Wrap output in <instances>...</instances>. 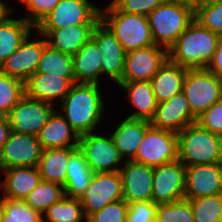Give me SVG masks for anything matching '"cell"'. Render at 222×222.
Here are the masks:
<instances>
[{
	"label": "cell",
	"mask_w": 222,
	"mask_h": 222,
	"mask_svg": "<svg viewBox=\"0 0 222 222\" xmlns=\"http://www.w3.org/2000/svg\"><path fill=\"white\" fill-rule=\"evenodd\" d=\"M166 0H113L111 3L121 12L147 16Z\"/></svg>",
	"instance_id": "b9f144b4"
},
{
	"label": "cell",
	"mask_w": 222,
	"mask_h": 222,
	"mask_svg": "<svg viewBox=\"0 0 222 222\" xmlns=\"http://www.w3.org/2000/svg\"><path fill=\"white\" fill-rule=\"evenodd\" d=\"M35 73H49L67 78L75 84L72 56L46 45Z\"/></svg>",
	"instance_id": "4dcf8cb0"
},
{
	"label": "cell",
	"mask_w": 222,
	"mask_h": 222,
	"mask_svg": "<svg viewBox=\"0 0 222 222\" xmlns=\"http://www.w3.org/2000/svg\"><path fill=\"white\" fill-rule=\"evenodd\" d=\"M197 123L203 128L222 137V99L204 111L197 118Z\"/></svg>",
	"instance_id": "7bdbcfd3"
},
{
	"label": "cell",
	"mask_w": 222,
	"mask_h": 222,
	"mask_svg": "<svg viewBox=\"0 0 222 222\" xmlns=\"http://www.w3.org/2000/svg\"><path fill=\"white\" fill-rule=\"evenodd\" d=\"M176 160H178L177 133L150 127L145 132L132 161L157 167Z\"/></svg>",
	"instance_id": "52a82bcc"
},
{
	"label": "cell",
	"mask_w": 222,
	"mask_h": 222,
	"mask_svg": "<svg viewBox=\"0 0 222 222\" xmlns=\"http://www.w3.org/2000/svg\"><path fill=\"white\" fill-rule=\"evenodd\" d=\"M194 122H197V119L192 115L189 102L182 91L166 101L157 103L150 125L156 129L179 133Z\"/></svg>",
	"instance_id": "e0dca14e"
},
{
	"label": "cell",
	"mask_w": 222,
	"mask_h": 222,
	"mask_svg": "<svg viewBox=\"0 0 222 222\" xmlns=\"http://www.w3.org/2000/svg\"><path fill=\"white\" fill-rule=\"evenodd\" d=\"M119 173L122 179L123 200L152 201L154 167L125 160Z\"/></svg>",
	"instance_id": "d6986e66"
},
{
	"label": "cell",
	"mask_w": 222,
	"mask_h": 222,
	"mask_svg": "<svg viewBox=\"0 0 222 222\" xmlns=\"http://www.w3.org/2000/svg\"><path fill=\"white\" fill-rule=\"evenodd\" d=\"M128 206L125 222H156L157 205L153 201H134Z\"/></svg>",
	"instance_id": "60d3db41"
},
{
	"label": "cell",
	"mask_w": 222,
	"mask_h": 222,
	"mask_svg": "<svg viewBox=\"0 0 222 222\" xmlns=\"http://www.w3.org/2000/svg\"><path fill=\"white\" fill-rule=\"evenodd\" d=\"M11 9L7 4L3 3L2 0H0V18Z\"/></svg>",
	"instance_id": "bcb514c9"
},
{
	"label": "cell",
	"mask_w": 222,
	"mask_h": 222,
	"mask_svg": "<svg viewBox=\"0 0 222 222\" xmlns=\"http://www.w3.org/2000/svg\"><path fill=\"white\" fill-rule=\"evenodd\" d=\"M93 175L84 153L78 147L68 158L65 196L80 199L90 185Z\"/></svg>",
	"instance_id": "83f0119b"
},
{
	"label": "cell",
	"mask_w": 222,
	"mask_h": 222,
	"mask_svg": "<svg viewBox=\"0 0 222 222\" xmlns=\"http://www.w3.org/2000/svg\"><path fill=\"white\" fill-rule=\"evenodd\" d=\"M2 171L6 177L0 183V188L3 189V198L24 200L41 181L37 166H20Z\"/></svg>",
	"instance_id": "603a6c76"
},
{
	"label": "cell",
	"mask_w": 222,
	"mask_h": 222,
	"mask_svg": "<svg viewBox=\"0 0 222 222\" xmlns=\"http://www.w3.org/2000/svg\"><path fill=\"white\" fill-rule=\"evenodd\" d=\"M91 39L97 44L103 58L101 59L102 74L119 84L125 63V50L111 30L100 20L94 27Z\"/></svg>",
	"instance_id": "9a60e30c"
},
{
	"label": "cell",
	"mask_w": 222,
	"mask_h": 222,
	"mask_svg": "<svg viewBox=\"0 0 222 222\" xmlns=\"http://www.w3.org/2000/svg\"><path fill=\"white\" fill-rule=\"evenodd\" d=\"M100 20L111 30L125 52L155 45L147 16L119 11L110 3L100 9Z\"/></svg>",
	"instance_id": "5b68a950"
},
{
	"label": "cell",
	"mask_w": 222,
	"mask_h": 222,
	"mask_svg": "<svg viewBox=\"0 0 222 222\" xmlns=\"http://www.w3.org/2000/svg\"><path fill=\"white\" fill-rule=\"evenodd\" d=\"M72 85L67 78L49 73H34L24 82L27 97L51 104L54 99L62 101Z\"/></svg>",
	"instance_id": "44dd1931"
},
{
	"label": "cell",
	"mask_w": 222,
	"mask_h": 222,
	"mask_svg": "<svg viewBox=\"0 0 222 222\" xmlns=\"http://www.w3.org/2000/svg\"><path fill=\"white\" fill-rule=\"evenodd\" d=\"M156 222H194L191 201L184 198L157 205Z\"/></svg>",
	"instance_id": "74e56055"
},
{
	"label": "cell",
	"mask_w": 222,
	"mask_h": 222,
	"mask_svg": "<svg viewBox=\"0 0 222 222\" xmlns=\"http://www.w3.org/2000/svg\"><path fill=\"white\" fill-rule=\"evenodd\" d=\"M182 91L192 115L197 119L212 104L222 99V78L206 68L187 69Z\"/></svg>",
	"instance_id": "8992f818"
},
{
	"label": "cell",
	"mask_w": 222,
	"mask_h": 222,
	"mask_svg": "<svg viewBox=\"0 0 222 222\" xmlns=\"http://www.w3.org/2000/svg\"><path fill=\"white\" fill-rule=\"evenodd\" d=\"M186 71L187 68L166 60L150 80L157 103L182 92Z\"/></svg>",
	"instance_id": "484cf974"
},
{
	"label": "cell",
	"mask_w": 222,
	"mask_h": 222,
	"mask_svg": "<svg viewBox=\"0 0 222 222\" xmlns=\"http://www.w3.org/2000/svg\"><path fill=\"white\" fill-rule=\"evenodd\" d=\"M190 201L194 222H219L222 213V193Z\"/></svg>",
	"instance_id": "e575fe53"
},
{
	"label": "cell",
	"mask_w": 222,
	"mask_h": 222,
	"mask_svg": "<svg viewBox=\"0 0 222 222\" xmlns=\"http://www.w3.org/2000/svg\"><path fill=\"white\" fill-rule=\"evenodd\" d=\"M11 133L10 122L6 116H0V150Z\"/></svg>",
	"instance_id": "f6af8a7d"
},
{
	"label": "cell",
	"mask_w": 222,
	"mask_h": 222,
	"mask_svg": "<svg viewBox=\"0 0 222 222\" xmlns=\"http://www.w3.org/2000/svg\"><path fill=\"white\" fill-rule=\"evenodd\" d=\"M186 166L176 160L154 167L152 201L168 204L185 198Z\"/></svg>",
	"instance_id": "8fae6325"
},
{
	"label": "cell",
	"mask_w": 222,
	"mask_h": 222,
	"mask_svg": "<svg viewBox=\"0 0 222 222\" xmlns=\"http://www.w3.org/2000/svg\"><path fill=\"white\" fill-rule=\"evenodd\" d=\"M102 58L97 44L90 39L72 56L75 83L99 84Z\"/></svg>",
	"instance_id": "d4e9b609"
},
{
	"label": "cell",
	"mask_w": 222,
	"mask_h": 222,
	"mask_svg": "<svg viewBox=\"0 0 222 222\" xmlns=\"http://www.w3.org/2000/svg\"><path fill=\"white\" fill-rule=\"evenodd\" d=\"M206 69L217 77L222 78V35L220 36L214 56L206 66Z\"/></svg>",
	"instance_id": "ee69618b"
},
{
	"label": "cell",
	"mask_w": 222,
	"mask_h": 222,
	"mask_svg": "<svg viewBox=\"0 0 222 222\" xmlns=\"http://www.w3.org/2000/svg\"><path fill=\"white\" fill-rule=\"evenodd\" d=\"M151 127L150 121L143 119L126 118L117 126L110 135L116 149L122 157H129L126 160L132 161L135 158L137 149L143 140L145 132Z\"/></svg>",
	"instance_id": "cb8c5ba5"
},
{
	"label": "cell",
	"mask_w": 222,
	"mask_h": 222,
	"mask_svg": "<svg viewBox=\"0 0 222 222\" xmlns=\"http://www.w3.org/2000/svg\"><path fill=\"white\" fill-rule=\"evenodd\" d=\"M194 19L213 33L222 35V0L198 4L194 7Z\"/></svg>",
	"instance_id": "8d00e7d4"
},
{
	"label": "cell",
	"mask_w": 222,
	"mask_h": 222,
	"mask_svg": "<svg viewBox=\"0 0 222 222\" xmlns=\"http://www.w3.org/2000/svg\"><path fill=\"white\" fill-rule=\"evenodd\" d=\"M1 222H43L42 214L24 200L2 198Z\"/></svg>",
	"instance_id": "d590c367"
},
{
	"label": "cell",
	"mask_w": 222,
	"mask_h": 222,
	"mask_svg": "<svg viewBox=\"0 0 222 222\" xmlns=\"http://www.w3.org/2000/svg\"><path fill=\"white\" fill-rule=\"evenodd\" d=\"M178 160L186 167L222 163V137L194 122L179 133Z\"/></svg>",
	"instance_id": "277c9868"
},
{
	"label": "cell",
	"mask_w": 222,
	"mask_h": 222,
	"mask_svg": "<svg viewBox=\"0 0 222 222\" xmlns=\"http://www.w3.org/2000/svg\"><path fill=\"white\" fill-rule=\"evenodd\" d=\"M43 148L37 136L11 131L0 150V170L37 166Z\"/></svg>",
	"instance_id": "5bb4252c"
},
{
	"label": "cell",
	"mask_w": 222,
	"mask_h": 222,
	"mask_svg": "<svg viewBox=\"0 0 222 222\" xmlns=\"http://www.w3.org/2000/svg\"><path fill=\"white\" fill-rule=\"evenodd\" d=\"M99 84L75 83L60 102L62 116L79 134L92 133L103 118L105 108Z\"/></svg>",
	"instance_id": "6da1fadb"
},
{
	"label": "cell",
	"mask_w": 222,
	"mask_h": 222,
	"mask_svg": "<svg viewBox=\"0 0 222 222\" xmlns=\"http://www.w3.org/2000/svg\"><path fill=\"white\" fill-rule=\"evenodd\" d=\"M128 203L117 200L109 203L103 209L90 214L86 219L88 222H125L128 214Z\"/></svg>",
	"instance_id": "f35d334b"
},
{
	"label": "cell",
	"mask_w": 222,
	"mask_h": 222,
	"mask_svg": "<svg viewBox=\"0 0 222 222\" xmlns=\"http://www.w3.org/2000/svg\"><path fill=\"white\" fill-rule=\"evenodd\" d=\"M123 199L122 179L119 172L94 173L80 202L86 218L111 202Z\"/></svg>",
	"instance_id": "7c38bea8"
},
{
	"label": "cell",
	"mask_w": 222,
	"mask_h": 222,
	"mask_svg": "<svg viewBox=\"0 0 222 222\" xmlns=\"http://www.w3.org/2000/svg\"><path fill=\"white\" fill-rule=\"evenodd\" d=\"M54 111L51 103L24 95L6 117L11 131L37 136Z\"/></svg>",
	"instance_id": "30bf717a"
},
{
	"label": "cell",
	"mask_w": 222,
	"mask_h": 222,
	"mask_svg": "<svg viewBox=\"0 0 222 222\" xmlns=\"http://www.w3.org/2000/svg\"><path fill=\"white\" fill-rule=\"evenodd\" d=\"M79 149L84 153L86 161L93 173L119 172L117 165L121 163V153L116 149L111 136L87 133L79 137Z\"/></svg>",
	"instance_id": "9c48e42d"
},
{
	"label": "cell",
	"mask_w": 222,
	"mask_h": 222,
	"mask_svg": "<svg viewBox=\"0 0 222 222\" xmlns=\"http://www.w3.org/2000/svg\"><path fill=\"white\" fill-rule=\"evenodd\" d=\"M65 196L62 184L41 180L39 184L24 198L34 210L43 212Z\"/></svg>",
	"instance_id": "d6a6232c"
},
{
	"label": "cell",
	"mask_w": 222,
	"mask_h": 222,
	"mask_svg": "<svg viewBox=\"0 0 222 222\" xmlns=\"http://www.w3.org/2000/svg\"><path fill=\"white\" fill-rule=\"evenodd\" d=\"M43 214V222H81L86 219L80 199L68 196L52 204Z\"/></svg>",
	"instance_id": "1f68e13d"
},
{
	"label": "cell",
	"mask_w": 222,
	"mask_h": 222,
	"mask_svg": "<svg viewBox=\"0 0 222 222\" xmlns=\"http://www.w3.org/2000/svg\"><path fill=\"white\" fill-rule=\"evenodd\" d=\"M78 147L48 148L42 151L37 168L41 180L56 182L64 186L69 156Z\"/></svg>",
	"instance_id": "f1b7e54d"
},
{
	"label": "cell",
	"mask_w": 222,
	"mask_h": 222,
	"mask_svg": "<svg viewBox=\"0 0 222 222\" xmlns=\"http://www.w3.org/2000/svg\"><path fill=\"white\" fill-rule=\"evenodd\" d=\"M118 85L127 91L129 102L137 109L128 118L150 121L157 108L150 81L120 82Z\"/></svg>",
	"instance_id": "f546056e"
},
{
	"label": "cell",
	"mask_w": 222,
	"mask_h": 222,
	"mask_svg": "<svg viewBox=\"0 0 222 222\" xmlns=\"http://www.w3.org/2000/svg\"><path fill=\"white\" fill-rule=\"evenodd\" d=\"M58 111H54L40 129L37 138L44 149L79 147V134Z\"/></svg>",
	"instance_id": "7402d4cb"
},
{
	"label": "cell",
	"mask_w": 222,
	"mask_h": 222,
	"mask_svg": "<svg viewBox=\"0 0 222 222\" xmlns=\"http://www.w3.org/2000/svg\"><path fill=\"white\" fill-rule=\"evenodd\" d=\"M2 212H3V209H2V198L0 199V222H1V219H2Z\"/></svg>",
	"instance_id": "c3c4849f"
},
{
	"label": "cell",
	"mask_w": 222,
	"mask_h": 222,
	"mask_svg": "<svg viewBox=\"0 0 222 222\" xmlns=\"http://www.w3.org/2000/svg\"><path fill=\"white\" fill-rule=\"evenodd\" d=\"M11 13L12 8L0 18V66L35 29L24 18H10Z\"/></svg>",
	"instance_id": "4316f807"
},
{
	"label": "cell",
	"mask_w": 222,
	"mask_h": 222,
	"mask_svg": "<svg viewBox=\"0 0 222 222\" xmlns=\"http://www.w3.org/2000/svg\"><path fill=\"white\" fill-rule=\"evenodd\" d=\"M219 222H222V213H221V216H220Z\"/></svg>",
	"instance_id": "681fc988"
},
{
	"label": "cell",
	"mask_w": 222,
	"mask_h": 222,
	"mask_svg": "<svg viewBox=\"0 0 222 222\" xmlns=\"http://www.w3.org/2000/svg\"><path fill=\"white\" fill-rule=\"evenodd\" d=\"M23 7L28 10L24 19L34 28L47 16L60 0H20Z\"/></svg>",
	"instance_id": "ab89813d"
},
{
	"label": "cell",
	"mask_w": 222,
	"mask_h": 222,
	"mask_svg": "<svg viewBox=\"0 0 222 222\" xmlns=\"http://www.w3.org/2000/svg\"><path fill=\"white\" fill-rule=\"evenodd\" d=\"M28 35L20 46L1 64L0 71L25 82L37 69L46 39L29 40Z\"/></svg>",
	"instance_id": "2e32d148"
},
{
	"label": "cell",
	"mask_w": 222,
	"mask_h": 222,
	"mask_svg": "<svg viewBox=\"0 0 222 222\" xmlns=\"http://www.w3.org/2000/svg\"><path fill=\"white\" fill-rule=\"evenodd\" d=\"M147 19L155 44L168 50L194 20V6L187 0H166Z\"/></svg>",
	"instance_id": "3957f363"
},
{
	"label": "cell",
	"mask_w": 222,
	"mask_h": 222,
	"mask_svg": "<svg viewBox=\"0 0 222 222\" xmlns=\"http://www.w3.org/2000/svg\"><path fill=\"white\" fill-rule=\"evenodd\" d=\"M100 8L89 0H60L36 29H59L80 24H97Z\"/></svg>",
	"instance_id": "ba28073f"
},
{
	"label": "cell",
	"mask_w": 222,
	"mask_h": 222,
	"mask_svg": "<svg viewBox=\"0 0 222 222\" xmlns=\"http://www.w3.org/2000/svg\"><path fill=\"white\" fill-rule=\"evenodd\" d=\"M24 95V82L0 71V116H7Z\"/></svg>",
	"instance_id": "836d02e7"
},
{
	"label": "cell",
	"mask_w": 222,
	"mask_h": 222,
	"mask_svg": "<svg viewBox=\"0 0 222 222\" xmlns=\"http://www.w3.org/2000/svg\"><path fill=\"white\" fill-rule=\"evenodd\" d=\"M222 193V163L186 167L185 199Z\"/></svg>",
	"instance_id": "ac0fdd59"
},
{
	"label": "cell",
	"mask_w": 222,
	"mask_h": 222,
	"mask_svg": "<svg viewBox=\"0 0 222 222\" xmlns=\"http://www.w3.org/2000/svg\"><path fill=\"white\" fill-rule=\"evenodd\" d=\"M97 24H80L59 29H37L47 45L68 55H75L90 39Z\"/></svg>",
	"instance_id": "ffe728a7"
},
{
	"label": "cell",
	"mask_w": 222,
	"mask_h": 222,
	"mask_svg": "<svg viewBox=\"0 0 222 222\" xmlns=\"http://www.w3.org/2000/svg\"><path fill=\"white\" fill-rule=\"evenodd\" d=\"M220 36L194 19L168 49V59L187 69L206 68Z\"/></svg>",
	"instance_id": "7a4b0ae2"
},
{
	"label": "cell",
	"mask_w": 222,
	"mask_h": 222,
	"mask_svg": "<svg viewBox=\"0 0 222 222\" xmlns=\"http://www.w3.org/2000/svg\"><path fill=\"white\" fill-rule=\"evenodd\" d=\"M167 59L168 50L156 44L127 52L121 82L150 81Z\"/></svg>",
	"instance_id": "4fadbf2b"
},
{
	"label": "cell",
	"mask_w": 222,
	"mask_h": 222,
	"mask_svg": "<svg viewBox=\"0 0 222 222\" xmlns=\"http://www.w3.org/2000/svg\"><path fill=\"white\" fill-rule=\"evenodd\" d=\"M187 1L195 7L198 4H202V3H206V2H210V1H215V0H187Z\"/></svg>",
	"instance_id": "7dc6e473"
}]
</instances>
